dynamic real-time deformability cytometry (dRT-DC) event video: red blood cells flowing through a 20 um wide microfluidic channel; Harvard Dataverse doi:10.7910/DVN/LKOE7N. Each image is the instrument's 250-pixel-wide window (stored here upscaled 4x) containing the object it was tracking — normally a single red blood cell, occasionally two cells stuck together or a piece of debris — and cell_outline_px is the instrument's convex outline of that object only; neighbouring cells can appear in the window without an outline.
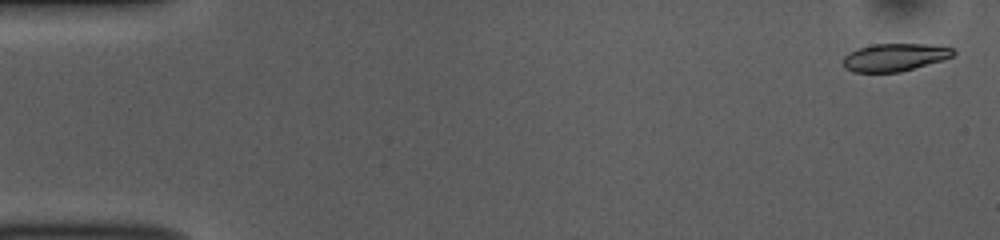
{"species": "common noctule bat (a hibernating species)", "species_latin": "Nyctalus noctula", "temperature_condition": "room temperature", "stored_images_in_passage": 50, "camera_frame_rate_fps": 3000, "um_per_image_px": 0.085, "animal": {"sex": "female", "body_mass_g": 10.0, "forearm_length_mm": 53.1}, "frame": {"image": 1, "passage_image": 2, "time_ms": 0.333, "image_size_px": [1000, 240], "cell_outline_px": [[956, 52], [952, 56], [944, 60], [900, 72], [852, 72], [844, 68], [844, 56], [848, 52], [872, 44], [932, 44], [952, 48]], "centroid_in_image_um": [76.06, 4.87], "position_along_channel_um": 8.9, "area_um2": 17.86}}
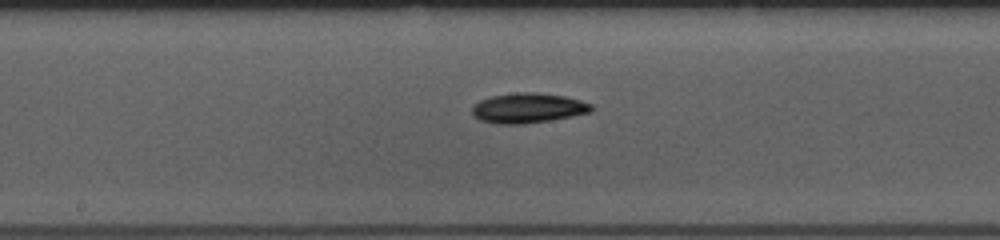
{"frame": {"image": 2, "passage_image": 28, "time_ms": 9.0, "image_size_px": [1000, 240], "cell_outline_px": [[592, 112], [572, 116], [524, 124], [496, 124], [480, 120], [472, 112], [472, 108], [480, 100], [492, 96], [516, 92], [536, 92], [564, 96], [580, 100], [592, 104]], "centroid_in_image_um": [44.89, 9.18], "position_along_channel_um": 203.3, "area_um2": 20.69}}
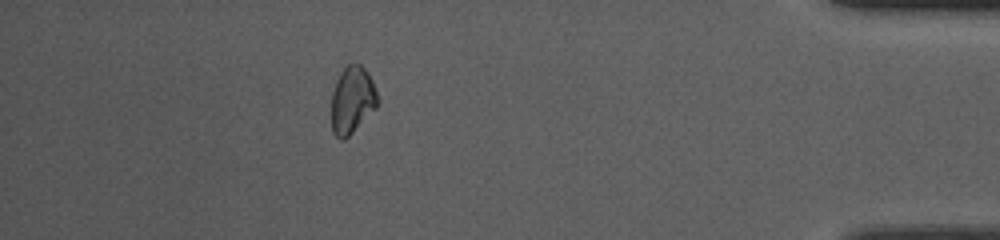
{"frame": {"image": 3, "passage_image": 48, "time_ms": 15.667, "image_size_px": [1000, 240], "cell_outline_px": [[380, 100], [376, 108], [344, 140], [340, 140], [332, 132], [332, 92], [336, 80], [340, 72], [348, 64], [360, 64], [368, 72], [372, 80]], "centroid_in_image_um": [29.95, 8.49], "position_along_channel_um": 405.3, "area_um2": 18.09}, "authors_computed_cell_mechanics": {"area_um2": 18.9006, "velocity_mm_per_s": 3.7372, "shape_relaxation_time_tau1_ms": 5.8003, "shape_relaxation_time_tau2_ms": null, "deformation_change_tau1": 0.1123, "deformation_change_tau2": null}}